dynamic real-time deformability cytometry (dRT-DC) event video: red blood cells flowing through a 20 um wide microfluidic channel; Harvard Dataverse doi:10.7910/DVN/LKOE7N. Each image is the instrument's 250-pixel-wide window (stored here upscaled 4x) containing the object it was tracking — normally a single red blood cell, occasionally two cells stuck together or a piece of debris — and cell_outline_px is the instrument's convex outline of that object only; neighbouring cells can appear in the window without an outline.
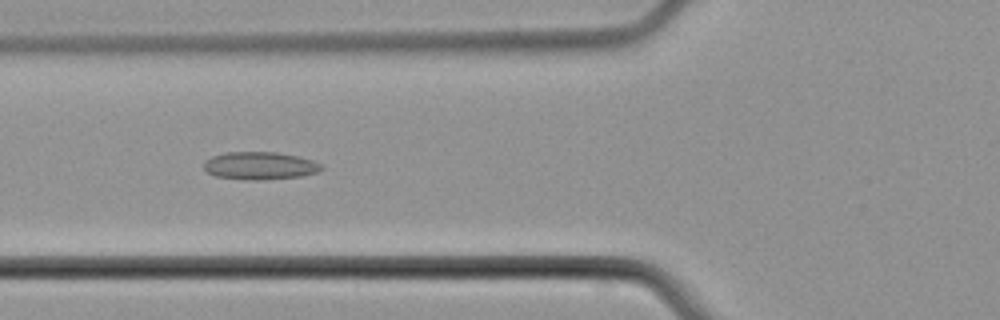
{"species": "common noctule bat (a hibernating species)", "species_latin": "Nyctalus noctula", "temperature_condition": "cold", "stored_images_in_passage": 49, "camera_frame_rate_fps": 3000, "um_per_image_px": 0.085, "animal": {"sex": "male", "body_mass_g": 21.5, "forearm_length_mm": 52.0}, "frame": {"image": 1, "passage_image": 18, "time_ms": 5.667, "image_size_px": [1000, 320], "cell_outline_px": [[324, 168], [320, 172], [300, 176], [256, 180], [248, 180], [216, 176], [208, 172], [204, 168], [204, 164], [212, 156], [224, 152], [276, 152], [300, 156], [312, 160], [320, 164]], "centroid_in_image_um": [22.12, 14.08], "position_along_channel_um": 103.7, "area_um2": 18.9}}
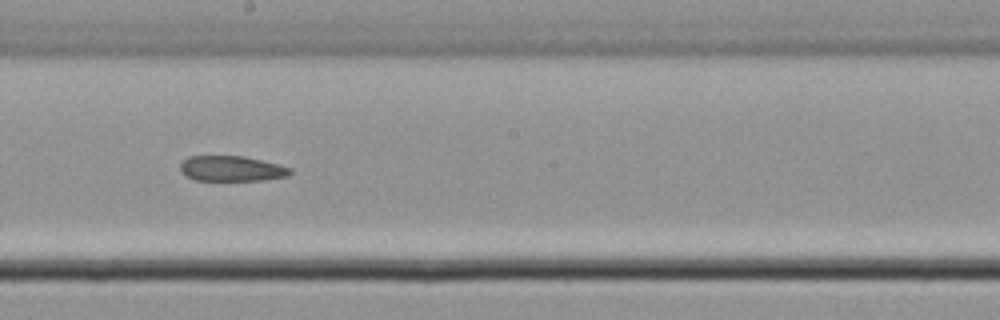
{"frame": {"image": 2, "passage_image": 27, "time_ms": 8.667, "image_size_px": [1000, 320], "cell_outline_px": [[292, 172], [288, 176], [264, 180], [196, 180], [180, 172], [180, 164], [188, 156], [244, 156], [292, 168]], "centroid_in_image_um": [19.68, 14.33], "position_along_channel_um": 228.5, "area_um2": 16.13}}
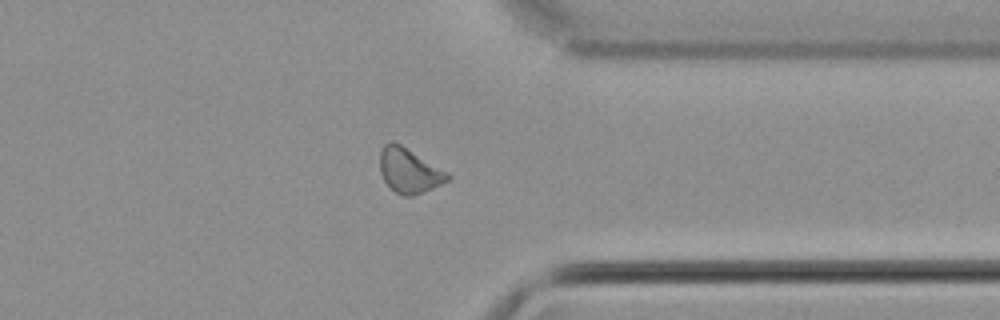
{"frame": {"image": 3, "passage_image": 38, "time_ms": 12.333, "image_size_px": [1000, 320], "cell_outline_px": [[452, 176], [448, 180], [424, 192], [412, 196], [404, 196], [396, 192], [384, 180], [380, 172], [380, 152], [384, 144], [392, 140], [400, 144], [448, 172]], "centroid_in_image_um": [34.77, 14.49], "position_along_channel_um": 376.6, "area_um2": 17.46}}